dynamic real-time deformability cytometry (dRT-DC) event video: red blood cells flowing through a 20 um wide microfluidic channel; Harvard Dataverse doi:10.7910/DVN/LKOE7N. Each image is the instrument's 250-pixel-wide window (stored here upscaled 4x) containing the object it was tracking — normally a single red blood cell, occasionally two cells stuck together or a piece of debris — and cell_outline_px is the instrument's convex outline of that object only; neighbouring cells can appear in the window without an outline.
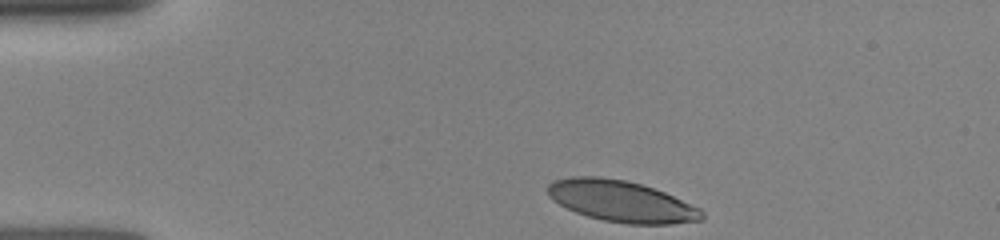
{"species": "human", "species_latin": "Homo sapiens", "temperature_condition": "room temperature", "stored_images_in_passage": 25, "camera_frame_rate_fps": 3000, "um_per_image_px": 0.085, "donor": {"sex": "female"}, "frame": {"image": 1, "passage_image": 1, "time_ms": 0.0, "image_size_px": [1000, 240], "cell_outline_px": [[704, 220], [672, 224], [628, 224], [604, 220], [588, 216], [576, 212], [552, 200], [548, 196], [548, 184], [552, 180], [572, 176], [600, 176], [628, 180], [664, 192], [700, 208], [704, 212]], "centroid_in_image_um": [52.81, 17.1], "position_along_channel_um": 32.2, "area_um2": 37.17}}
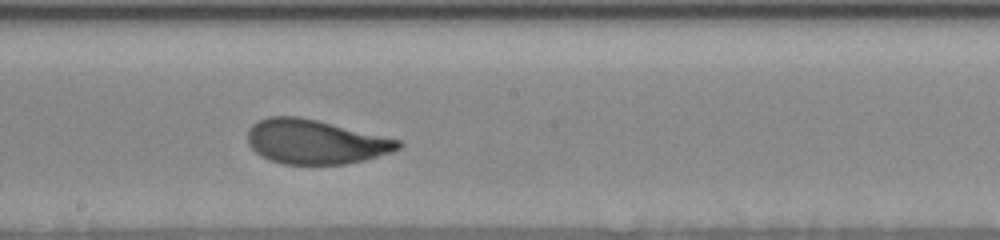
{"frame": {"image": 2, "passage_image": 16, "time_ms": 6.0, "image_size_px": [1000, 240], "cell_outline_px": [[404, 144], [400, 148], [392, 152], [364, 160], [344, 164], [284, 164], [260, 156], [248, 144], [248, 128], [252, 124], [268, 116], [296, 116], [316, 120], [400, 140]], "centroid_in_image_um": [26.79, 12.05], "position_along_channel_um": 221.4, "area_um2": 38.67}}
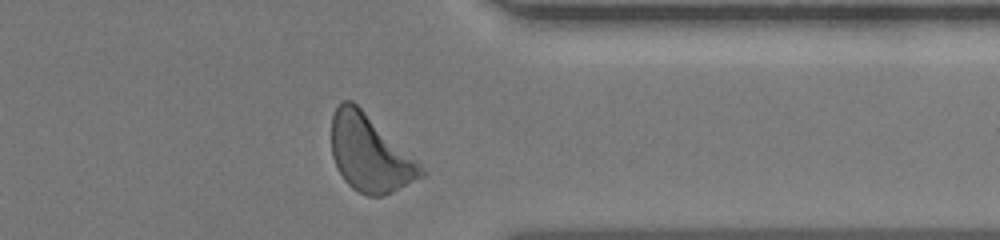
{"frame": {"image": 3, "passage_image": 25, "time_ms": 10.0, "image_size_px": [1000, 240], "cell_outline_px": [[428, 172], [424, 176], [384, 196], [368, 196], [352, 188], [344, 180], [332, 156], [332, 116], [336, 108], [344, 100], [352, 100], [416, 160]], "centroid_in_image_um": [31.43, 13.07], "position_along_channel_um": 380.0, "area_um2": 39.3}}